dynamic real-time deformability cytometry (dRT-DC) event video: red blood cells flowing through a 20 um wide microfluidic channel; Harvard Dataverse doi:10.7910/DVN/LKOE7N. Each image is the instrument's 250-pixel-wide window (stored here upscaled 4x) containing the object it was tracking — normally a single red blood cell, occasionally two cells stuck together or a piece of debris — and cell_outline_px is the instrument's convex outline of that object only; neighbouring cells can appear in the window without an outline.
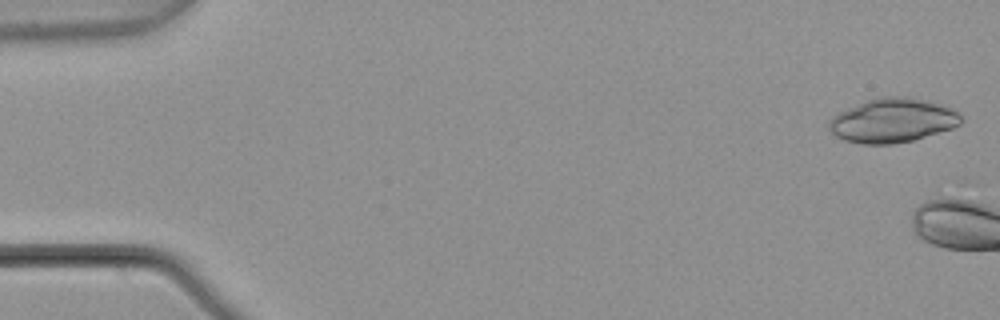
{"species": "common noctule bat (a hibernating species)", "species_latin": "Nyctalus noctula", "temperature_condition": "warm", "stored_images_in_passage": 6, "camera_frame_rate_fps": 3000, "um_per_image_px": 0.085, "animal": {"sex": "male", "body_mass_g": 21.5, "forearm_length_mm": 52.0}, "frame": {"image": 1, "passage_image": 1, "time_ms": 0.0, "image_size_px": [1000, 320], "cell_outline_px": [[964, 120], [960, 124], [952, 128], [912, 140], [892, 144], [864, 144], [844, 140], [836, 136], [828, 128], [828, 120], [832, 116], [848, 108], [868, 100], [880, 96], [908, 96], [928, 100], [940, 104], [956, 112]], "centroid_in_image_um": [75.85, 10.23], "position_along_channel_um": 9.2, "area_um2": 33.81}}